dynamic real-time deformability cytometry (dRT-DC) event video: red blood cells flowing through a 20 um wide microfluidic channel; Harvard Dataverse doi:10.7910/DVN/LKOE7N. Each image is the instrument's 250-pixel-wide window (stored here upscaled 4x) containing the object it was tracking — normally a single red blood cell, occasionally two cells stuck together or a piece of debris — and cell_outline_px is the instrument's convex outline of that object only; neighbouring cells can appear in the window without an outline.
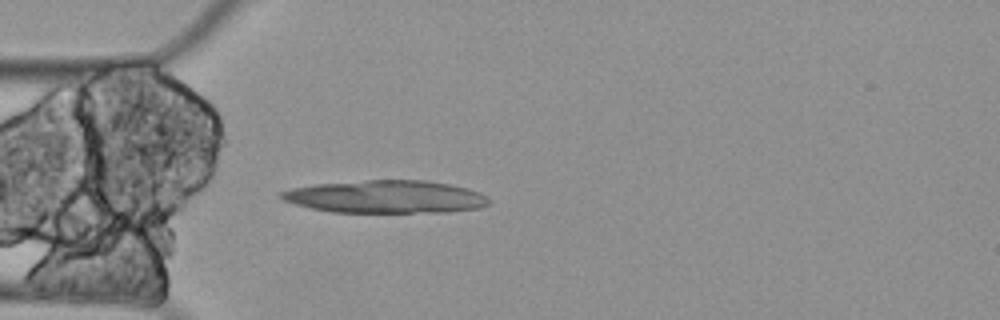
{"species": "Egyptian fruit bat (a non-hibernating species)", "species_latin": "Rousettus aegyptiacus", "temperature_condition": "cold", "stored_images_in_passage": 5, "camera_frame_rate_fps": 3000, "um_per_image_px": 0.085, "animal": {"sex": "female"}, "frame": {"image": 1, "passage_image": 5, "time_ms": 1.333, "image_size_px": [1000, 320], "cell_outline_px": [[488, 204], [480, 208], [448, 212], [332, 212], [312, 208], [296, 204], [284, 200], [276, 196], [280, 192], [292, 188], [316, 184], [364, 180], [424, 180], [448, 184], [468, 188], [480, 192], [488, 196]], "centroid_in_image_um": [32.8, 16.72], "position_along_channel_um": 52.2, "area_um2": 39.65}}